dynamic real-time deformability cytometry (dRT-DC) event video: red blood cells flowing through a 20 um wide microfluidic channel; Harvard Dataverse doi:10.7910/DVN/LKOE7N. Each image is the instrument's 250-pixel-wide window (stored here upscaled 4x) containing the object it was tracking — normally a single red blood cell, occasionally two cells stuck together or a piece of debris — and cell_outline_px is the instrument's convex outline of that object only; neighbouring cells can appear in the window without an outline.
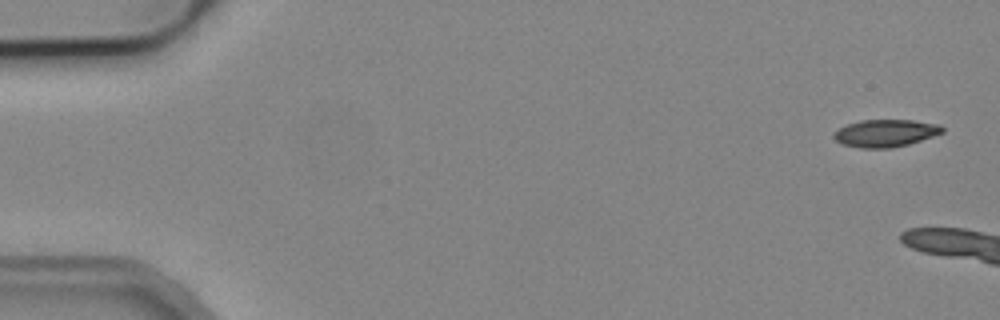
{"species": "common noctule bat (a hibernating species)", "species_latin": "Nyctalus noctula", "temperature_condition": "cold", "stored_images_in_passage": 7, "camera_frame_rate_fps": 3000, "um_per_image_px": 0.085, "animal": {"sex": "male", "body_mass_g": 19.2, "forearm_length_mm": 51.8}, "frame": {"image": 1, "passage_image": 1, "time_ms": 0.0, "image_size_px": [1000, 320], "cell_outline_px": [[944, 132], [908, 144], [892, 148], [860, 148], [840, 144], [832, 136], [832, 132], [848, 124], [860, 120], [912, 120], [940, 124], [944, 128]], "centroid_in_image_um": [75.24, 11.32], "position_along_channel_um": 9.8, "area_um2": 17.4}}